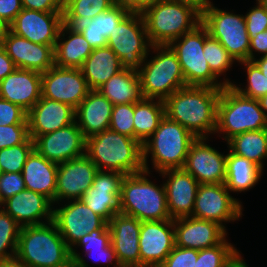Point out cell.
<instances>
[{
	"instance_id": "30bf717a",
	"label": "cell",
	"mask_w": 267,
	"mask_h": 267,
	"mask_svg": "<svg viewBox=\"0 0 267 267\" xmlns=\"http://www.w3.org/2000/svg\"><path fill=\"white\" fill-rule=\"evenodd\" d=\"M201 23L237 62L249 60L250 39L244 15L223 11L209 2L201 13Z\"/></svg>"
},
{
	"instance_id": "8d00e7d4",
	"label": "cell",
	"mask_w": 267,
	"mask_h": 267,
	"mask_svg": "<svg viewBox=\"0 0 267 267\" xmlns=\"http://www.w3.org/2000/svg\"><path fill=\"white\" fill-rule=\"evenodd\" d=\"M114 5V0H67L63 4V23L76 27Z\"/></svg>"
},
{
	"instance_id": "9a60e30c",
	"label": "cell",
	"mask_w": 267,
	"mask_h": 267,
	"mask_svg": "<svg viewBox=\"0 0 267 267\" xmlns=\"http://www.w3.org/2000/svg\"><path fill=\"white\" fill-rule=\"evenodd\" d=\"M34 149L47 160L60 164L86 154V138L76 121L34 139Z\"/></svg>"
},
{
	"instance_id": "9f6ffc18",
	"label": "cell",
	"mask_w": 267,
	"mask_h": 267,
	"mask_svg": "<svg viewBox=\"0 0 267 267\" xmlns=\"http://www.w3.org/2000/svg\"><path fill=\"white\" fill-rule=\"evenodd\" d=\"M16 69L12 59L7 55L5 48L0 44V81Z\"/></svg>"
},
{
	"instance_id": "7a4b0ae2",
	"label": "cell",
	"mask_w": 267,
	"mask_h": 267,
	"mask_svg": "<svg viewBox=\"0 0 267 267\" xmlns=\"http://www.w3.org/2000/svg\"><path fill=\"white\" fill-rule=\"evenodd\" d=\"M86 155L98 170L116 171L123 175L144 170L142 145L134 138L106 129L86 139Z\"/></svg>"
},
{
	"instance_id": "7dc6e473",
	"label": "cell",
	"mask_w": 267,
	"mask_h": 267,
	"mask_svg": "<svg viewBox=\"0 0 267 267\" xmlns=\"http://www.w3.org/2000/svg\"><path fill=\"white\" fill-rule=\"evenodd\" d=\"M26 189L21 172L2 173L0 178V206L13 195Z\"/></svg>"
},
{
	"instance_id": "f1b7e54d",
	"label": "cell",
	"mask_w": 267,
	"mask_h": 267,
	"mask_svg": "<svg viewBox=\"0 0 267 267\" xmlns=\"http://www.w3.org/2000/svg\"><path fill=\"white\" fill-rule=\"evenodd\" d=\"M58 164L47 160L35 149L22 169L26 189L40 193L55 203Z\"/></svg>"
},
{
	"instance_id": "277c9868",
	"label": "cell",
	"mask_w": 267,
	"mask_h": 267,
	"mask_svg": "<svg viewBox=\"0 0 267 267\" xmlns=\"http://www.w3.org/2000/svg\"><path fill=\"white\" fill-rule=\"evenodd\" d=\"M196 139L186 128L165 115L155 132L142 144L144 170L149 172L147 157L150 153L158 172L183 168L190 146Z\"/></svg>"
},
{
	"instance_id": "44dd1931",
	"label": "cell",
	"mask_w": 267,
	"mask_h": 267,
	"mask_svg": "<svg viewBox=\"0 0 267 267\" xmlns=\"http://www.w3.org/2000/svg\"><path fill=\"white\" fill-rule=\"evenodd\" d=\"M0 44L18 69L44 73L54 66L55 45L36 44L10 30Z\"/></svg>"
},
{
	"instance_id": "6da1fadb",
	"label": "cell",
	"mask_w": 267,
	"mask_h": 267,
	"mask_svg": "<svg viewBox=\"0 0 267 267\" xmlns=\"http://www.w3.org/2000/svg\"><path fill=\"white\" fill-rule=\"evenodd\" d=\"M222 88L184 86L165 101V115L178 122L196 138H206L216 132L217 104Z\"/></svg>"
},
{
	"instance_id": "d4e9b609",
	"label": "cell",
	"mask_w": 267,
	"mask_h": 267,
	"mask_svg": "<svg viewBox=\"0 0 267 267\" xmlns=\"http://www.w3.org/2000/svg\"><path fill=\"white\" fill-rule=\"evenodd\" d=\"M52 204L53 202L44 195L24 189L5 200L1 207L21 227H24L44 224L41 218H46L45 223L52 221L54 209L51 207Z\"/></svg>"
},
{
	"instance_id": "94428289",
	"label": "cell",
	"mask_w": 267,
	"mask_h": 267,
	"mask_svg": "<svg viewBox=\"0 0 267 267\" xmlns=\"http://www.w3.org/2000/svg\"><path fill=\"white\" fill-rule=\"evenodd\" d=\"M9 30L10 24L0 16V43Z\"/></svg>"
},
{
	"instance_id": "e575fe53",
	"label": "cell",
	"mask_w": 267,
	"mask_h": 267,
	"mask_svg": "<svg viewBox=\"0 0 267 267\" xmlns=\"http://www.w3.org/2000/svg\"><path fill=\"white\" fill-rule=\"evenodd\" d=\"M154 101L142 98L134 104V139L141 145L155 132L165 116L164 101Z\"/></svg>"
},
{
	"instance_id": "83f0119b",
	"label": "cell",
	"mask_w": 267,
	"mask_h": 267,
	"mask_svg": "<svg viewBox=\"0 0 267 267\" xmlns=\"http://www.w3.org/2000/svg\"><path fill=\"white\" fill-rule=\"evenodd\" d=\"M112 108L113 104L98 90L89 91L75 109V121L86 139L109 129Z\"/></svg>"
},
{
	"instance_id": "74e56055",
	"label": "cell",
	"mask_w": 267,
	"mask_h": 267,
	"mask_svg": "<svg viewBox=\"0 0 267 267\" xmlns=\"http://www.w3.org/2000/svg\"><path fill=\"white\" fill-rule=\"evenodd\" d=\"M238 254L237 249L224 239L214 247L194 249V267H227Z\"/></svg>"
},
{
	"instance_id": "3957f363",
	"label": "cell",
	"mask_w": 267,
	"mask_h": 267,
	"mask_svg": "<svg viewBox=\"0 0 267 267\" xmlns=\"http://www.w3.org/2000/svg\"><path fill=\"white\" fill-rule=\"evenodd\" d=\"M16 257L26 267L74 265L70 248L53 221L21 227Z\"/></svg>"
},
{
	"instance_id": "bcb514c9",
	"label": "cell",
	"mask_w": 267,
	"mask_h": 267,
	"mask_svg": "<svg viewBox=\"0 0 267 267\" xmlns=\"http://www.w3.org/2000/svg\"><path fill=\"white\" fill-rule=\"evenodd\" d=\"M29 137L28 124L0 125V149L22 144Z\"/></svg>"
},
{
	"instance_id": "60d3db41",
	"label": "cell",
	"mask_w": 267,
	"mask_h": 267,
	"mask_svg": "<svg viewBox=\"0 0 267 267\" xmlns=\"http://www.w3.org/2000/svg\"><path fill=\"white\" fill-rule=\"evenodd\" d=\"M203 52L211 71L217 77H220L221 74L232 67V64L236 61L225 47L210 35L205 39Z\"/></svg>"
},
{
	"instance_id": "03108f58",
	"label": "cell",
	"mask_w": 267,
	"mask_h": 267,
	"mask_svg": "<svg viewBox=\"0 0 267 267\" xmlns=\"http://www.w3.org/2000/svg\"><path fill=\"white\" fill-rule=\"evenodd\" d=\"M62 2V4H64L67 0H60Z\"/></svg>"
},
{
	"instance_id": "681fc988",
	"label": "cell",
	"mask_w": 267,
	"mask_h": 267,
	"mask_svg": "<svg viewBox=\"0 0 267 267\" xmlns=\"http://www.w3.org/2000/svg\"><path fill=\"white\" fill-rule=\"evenodd\" d=\"M111 244V232L109 228H100L80 238L74 246H82L85 253L90 249L106 248Z\"/></svg>"
},
{
	"instance_id": "5b68a950",
	"label": "cell",
	"mask_w": 267,
	"mask_h": 267,
	"mask_svg": "<svg viewBox=\"0 0 267 267\" xmlns=\"http://www.w3.org/2000/svg\"><path fill=\"white\" fill-rule=\"evenodd\" d=\"M143 170L125 175L121 182L119 213L142 221L169 220L164 184L158 187L146 176Z\"/></svg>"
},
{
	"instance_id": "b9f144b4",
	"label": "cell",
	"mask_w": 267,
	"mask_h": 267,
	"mask_svg": "<svg viewBox=\"0 0 267 267\" xmlns=\"http://www.w3.org/2000/svg\"><path fill=\"white\" fill-rule=\"evenodd\" d=\"M245 65L247 70V85L243 89L236 84H231L234 90L245 97L252 99H259L263 95L267 94V77L262 74L258 66L253 61H241L239 62Z\"/></svg>"
},
{
	"instance_id": "4dcf8cb0",
	"label": "cell",
	"mask_w": 267,
	"mask_h": 267,
	"mask_svg": "<svg viewBox=\"0 0 267 267\" xmlns=\"http://www.w3.org/2000/svg\"><path fill=\"white\" fill-rule=\"evenodd\" d=\"M122 69L121 60L109 46L93 49L80 68L90 90H97Z\"/></svg>"
},
{
	"instance_id": "680465c9",
	"label": "cell",
	"mask_w": 267,
	"mask_h": 267,
	"mask_svg": "<svg viewBox=\"0 0 267 267\" xmlns=\"http://www.w3.org/2000/svg\"><path fill=\"white\" fill-rule=\"evenodd\" d=\"M0 267H26L17 257L0 260Z\"/></svg>"
},
{
	"instance_id": "816d5d0a",
	"label": "cell",
	"mask_w": 267,
	"mask_h": 267,
	"mask_svg": "<svg viewBox=\"0 0 267 267\" xmlns=\"http://www.w3.org/2000/svg\"><path fill=\"white\" fill-rule=\"evenodd\" d=\"M25 9L41 12H63V4L60 0H22Z\"/></svg>"
},
{
	"instance_id": "7c38bea8",
	"label": "cell",
	"mask_w": 267,
	"mask_h": 267,
	"mask_svg": "<svg viewBox=\"0 0 267 267\" xmlns=\"http://www.w3.org/2000/svg\"><path fill=\"white\" fill-rule=\"evenodd\" d=\"M242 205L229 194L224 183L199 184L192 217L216 222L225 230L223 222L242 217Z\"/></svg>"
},
{
	"instance_id": "e7e4bbea",
	"label": "cell",
	"mask_w": 267,
	"mask_h": 267,
	"mask_svg": "<svg viewBox=\"0 0 267 267\" xmlns=\"http://www.w3.org/2000/svg\"><path fill=\"white\" fill-rule=\"evenodd\" d=\"M56 267H74V265H61V266H56Z\"/></svg>"
},
{
	"instance_id": "ffe728a7",
	"label": "cell",
	"mask_w": 267,
	"mask_h": 267,
	"mask_svg": "<svg viewBox=\"0 0 267 267\" xmlns=\"http://www.w3.org/2000/svg\"><path fill=\"white\" fill-rule=\"evenodd\" d=\"M125 175L116 171L98 170L92 186L81 200L107 222L120 211L121 182Z\"/></svg>"
},
{
	"instance_id": "484cf974",
	"label": "cell",
	"mask_w": 267,
	"mask_h": 267,
	"mask_svg": "<svg viewBox=\"0 0 267 267\" xmlns=\"http://www.w3.org/2000/svg\"><path fill=\"white\" fill-rule=\"evenodd\" d=\"M29 136L33 140L41 136L61 129L75 121V109L70 105L45 97L27 112Z\"/></svg>"
},
{
	"instance_id": "e0dca14e",
	"label": "cell",
	"mask_w": 267,
	"mask_h": 267,
	"mask_svg": "<svg viewBox=\"0 0 267 267\" xmlns=\"http://www.w3.org/2000/svg\"><path fill=\"white\" fill-rule=\"evenodd\" d=\"M63 24V12L23 8L10 24V31L36 44L55 45Z\"/></svg>"
},
{
	"instance_id": "1f68e13d",
	"label": "cell",
	"mask_w": 267,
	"mask_h": 267,
	"mask_svg": "<svg viewBox=\"0 0 267 267\" xmlns=\"http://www.w3.org/2000/svg\"><path fill=\"white\" fill-rule=\"evenodd\" d=\"M97 90L113 105L135 104L143 98L138 71L133 69H122Z\"/></svg>"
},
{
	"instance_id": "6f0895ef",
	"label": "cell",
	"mask_w": 267,
	"mask_h": 267,
	"mask_svg": "<svg viewBox=\"0 0 267 267\" xmlns=\"http://www.w3.org/2000/svg\"><path fill=\"white\" fill-rule=\"evenodd\" d=\"M173 2L185 3L195 7L200 13L204 10V8L209 4V0H168Z\"/></svg>"
},
{
	"instance_id": "ab89813d",
	"label": "cell",
	"mask_w": 267,
	"mask_h": 267,
	"mask_svg": "<svg viewBox=\"0 0 267 267\" xmlns=\"http://www.w3.org/2000/svg\"><path fill=\"white\" fill-rule=\"evenodd\" d=\"M33 150L34 141L30 137L22 144L0 149L2 172H22L24 164Z\"/></svg>"
},
{
	"instance_id": "836d02e7",
	"label": "cell",
	"mask_w": 267,
	"mask_h": 267,
	"mask_svg": "<svg viewBox=\"0 0 267 267\" xmlns=\"http://www.w3.org/2000/svg\"><path fill=\"white\" fill-rule=\"evenodd\" d=\"M262 171L252 161L229 151L226 158V180L224 184L229 191H247L257 184L262 176Z\"/></svg>"
},
{
	"instance_id": "4fadbf2b",
	"label": "cell",
	"mask_w": 267,
	"mask_h": 267,
	"mask_svg": "<svg viewBox=\"0 0 267 267\" xmlns=\"http://www.w3.org/2000/svg\"><path fill=\"white\" fill-rule=\"evenodd\" d=\"M90 89L80 69L54 65L41 73L42 97L70 105L76 109Z\"/></svg>"
},
{
	"instance_id": "db71d44e",
	"label": "cell",
	"mask_w": 267,
	"mask_h": 267,
	"mask_svg": "<svg viewBox=\"0 0 267 267\" xmlns=\"http://www.w3.org/2000/svg\"><path fill=\"white\" fill-rule=\"evenodd\" d=\"M156 0H114V4L120 6L129 14H143L145 9Z\"/></svg>"
},
{
	"instance_id": "5bb4252c",
	"label": "cell",
	"mask_w": 267,
	"mask_h": 267,
	"mask_svg": "<svg viewBox=\"0 0 267 267\" xmlns=\"http://www.w3.org/2000/svg\"><path fill=\"white\" fill-rule=\"evenodd\" d=\"M70 201L63 207L53 209L52 221L71 249L84 235L107 228L108 222L93 212L81 199Z\"/></svg>"
},
{
	"instance_id": "7402d4cb",
	"label": "cell",
	"mask_w": 267,
	"mask_h": 267,
	"mask_svg": "<svg viewBox=\"0 0 267 267\" xmlns=\"http://www.w3.org/2000/svg\"><path fill=\"white\" fill-rule=\"evenodd\" d=\"M159 173L165 178L169 177L164 188L171 219L191 216L200 183L183 168L167 169Z\"/></svg>"
},
{
	"instance_id": "7bdbcfd3",
	"label": "cell",
	"mask_w": 267,
	"mask_h": 267,
	"mask_svg": "<svg viewBox=\"0 0 267 267\" xmlns=\"http://www.w3.org/2000/svg\"><path fill=\"white\" fill-rule=\"evenodd\" d=\"M134 103L113 105L109 129L134 138Z\"/></svg>"
},
{
	"instance_id": "f35d334b",
	"label": "cell",
	"mask_w": 267,
	"mask_h": 267,
	"mask_svg": "<svg viewBox=\"0 0 267 267\" xmlns=\"http://www.w3.org/2000/svg\"><path fill=\"white\" fill-rule=\"evenodd\" d=\"M20 230L21 226L0 207V260L16 257Z\"/></svg>"
},
{
	"instance_id": "d590c367",
	"label": "cell",
	"mask_w": 267,
	"mask_h": 267,
	"mask_svg": "<svg viewBox=\"0 0 267 267\" xmlns=\"http://www.w3.org/2000/svg\"><path fill=\"white\" fill-rule=\"evenodd\" d=\"M227 144L230 152L245 157L263 170V161L267 158L265 129L251 130L235 135L227 141Z\"/></svg>"
},
{
	"instance_id": "d6986e66",
	"label": "cell",
	"mask_w": 267,
	"mask_h": 267,
	"mask_svg": "<svg viewBox=\"0 0 267 267\" xmlns=\"http://www.w3.org/2000/svg\"><path fill=\"white\" fill-rule=\"evenodd\" d=\"M97 172V166L86 154L58 164L55 202L81 199Z\"/></svg>"
},
{
	"instance_id": "6125c7cd",
	"label": "cell",
	"mask_w": 267,
	"mask_h": 267,
	"mask_svg": "<svg viewBox=\"0 0 267 267\" xmlns=\"http://www.w3.org/2000/svg\"><path fill=\"white\" fill-rule=\"evenodd\" d=\"M227 267H248V265L244 262L239 253Z\"/></svg>"
},
{
	"instance_id": "603a6c76",
	"label": "cell",
	"mask_w": 267,
	"mask_h": 267,
	"mask_svg": "<svg viewBox=\"0 0 267 267\" xmlns=\"http://www.w3.org/2000/svg\"><path fill=\"white\" fill-rule=\"evenodd\" d=\"M142 222L117 213L108 222L111 244L121 267H140L139 234Z\"/></svg>"
},
{
	"instance_id": "8fae6325",
	"label": "cell",
	"mask_w": 267,
	"mask_h": 267,
	"mask_svg": "<svg viewBox=\"0 0 267 267\" xmlns=\"http://www.w3.org/2000/svg\"><path fill=\"white\" fill-rule=\"evenodd\" d=\"M107 46L116 53L124 69L138 71L152 46L143 15L128 14L108 37Z\"/></svg>"
},
{
	"instance_id": "f5cc1de1",
	"label": "cell",
	"mask_w": 267,
	"mask_h": 267,
	"mask_svg": "<svg viewBox=\"0 0 267 267\" xmlns=\"http://www.w3.org/2000/svg\"><path fill=\"white\" fill-rule=\"evenodd\" d=\"M23 9L22 0H0V16L11 24Z\"/></svg>"
},
{
	"instance_id": "2e32d148",
	"label": "cell",
	"mask_w": 267,
	"mask_h": 267,
	"mask_svg": "<svg viewBox=\"0 0 267 267\" xmlns=\"http://www.w3.org/2000/svg\"><path fill=\"white\" fill-rule=\"evenodd\" d=\"M175 247L174 220L142 221L140 267H159Z\"/></svg>"
},
{
	"instance_id": "ba28073f",
	"label": "cell",
	"mask_w": 267,
	"mask_h": 267,
	"mask_svg": "<svg viewBox=\"0 0 267 267\" xmlns=\"http://www.w3.org/2000/svg\"><path fill=\"white\" fill-rule=\"evenodd\" d=\"M267 127V119L258 99L245 97L226 85L221 89L217 104V128L215 133L225 134L228 141L235 135L262 130Z\"/></svg>"
},
{
	"instance_id": "4316f807",
	"label": "cell",
	"mask_w": 267,
	"mask_h": 267,
	"mask_svg": "<svg viewBox=\"0 0 267 267\" xmlns=\"http://www.w3.org/2000/svg\"><path fill=\"white\" fill-rule=\"evenodd\" d=\"M41 73L16 68L0 81V97L28 112L41 98Z\"/></svg>"
},
{
	"instance_id": "d6a6232c",
	"label": "cell",
	"mask_w": 267,
	"mask_h": 267,
	"mask_svg": "<svg viewBox=\"0 0 267 267\" xmlns=\"http://www.w3.org/2000/svg\"><path fill=\"white\" fill-rule=\"evenodd\" d=\"M129 13L120 6L114 5L109 10L96 15L76 28L82 33L93 49L107 46V39L115 30V27Z\"/></svg>"
},
{
	"instance_id": "91938a15",
	"label": "cell",
	"mask_w": 267,
	"mask_h": 267,
	"mask_svg": "<svg viewBox=\"0 0 267 267\" xmlns=\"http://www.w3.org/2000/svg\"><path fill=\"white\" fill-rule=\"evenodd\" d=\"M260 69L262 74H264L267 77V55L261 56V58L252 60Z\"/></svg>"
},
{
	"instance_id": "52a82bcc",
	"label": "cell",
	"mask_w": 267,
	"mask_h": 267,
	"mask_svg": "<svg viewBox=\"0 0 267 267\" xmlns=\"http://www.w3.org/2000/svg\"><path fill=\"white\" fill-rule=\"evenodd\" d=\"M157 55L143 61L138 70L141 94L146 99L165 101L172 93L187 86L180 62L169 45H152Z\"/></svg>"
},
{
	"instance_id": "be15d7a7",
	"label": "cell",
	"mask_w": 267,
	"mask_h": 267,
	"mask_svg": "<svg viewBox=\"0 0 267 267\" xmlns=\"http://www.w3.org/2000/svg\"><path fill=\"white\" fill-rule=\"evenodd\" d=\"M261 109L267 119V94L258 99Z\"/></svg>"
},
{
	"instance_id": "cb8c5ba5",
	"label": "cell",
	"mask_w": 267,
	"mask_h": 267,
	"mask_svg": "<svg viewBox=\"0 0 267 267\" xmlns=\"http://www.w3.org/2000/svg\"><path fill=\"white\" fill-rule=\"evenodd\" d=\"M175 246L202 250L214 247L227 236L216 222L192 216L174 219Z\"/></svg>"
},
{
	"instance_id": "003e7915",
	"label": "cell",
	"mask_w": 267,
	"mask_h": 267,
	"mask_svg": "<svg viewBox=\"0 0 267 267\" xmlns=\"http://www.w3.org/2000/svg\"><path fill=\"white\" fill-rule=\"evenodd\" d=\"M2 173H3V172H2V170H1V168H0V178H1Z\"/></svg>"
},
{
	"instance_id": "f6af8a7d",
	"label": "cell",
	"mask_w": 267,
	"mask_h": 267,
	"mask_svg": "<svg viewBox=\"0 0 267 267\" xmlns=\"http://www.w3.org/2000/svg\"><path fill=\"white\" fill-rule=\"evenodd\" d=\"M256 1L257 6L244 16L249 39L267 30V4L263 0Z\"/></svg>"
},
{
	"instance_id": "11a10c76",
	"label": "cell",
	"mask_w": 267,
	"mask_h": 267,
	"mask_svg": "<svg viewBox=\"0 0 267 267\" xmlns=\"http://www.w3.org/2000/svg\"><path fill=\"white\" fill-rule=\"evenodd\" d=\"M253 51L262 53V56L267 55V30L258 33L250 39L249 61L255 59Z\"/></svg>"
},
{
	"instance_id": "8992f818",
	"label": "cell",
	"mask_w": 267,
	"mask_h": 267,
	"mask_svg": "<svg viewBox=\"0 0 267 267\" xmlns=\"http://www.w3.org/2000/svg\"><path fill=\"white\" fill-rule=\"evenodd\" d=\"M142 15L151 45H169L201 23L195 7L168 0H156Z\"/></svg>"
},
{
	"instance_id": "9c48e42d",
	"label": "cell",
	"mask_w": 267,
	"mask_h": 267,
	"mask_svg": "<svg viewBox=\"0 0 267 267\" xmlns=\"http://www.w3.org/2000/svg\"><path fill=\"white\" fill-rule=\"evenodd\" d=\"M208 36L206 27L200 23L190 32L172 41L169 46L180 62L186 85L224 88L232 82L228 79L218 82L219 78L211 71L204 57L203 47Z\"/></svg>"
},
{
	"instance_id": "f907efd6",
	"label": "cell",
	"mask_w": 267,
	"mask_h": 267,
	"mask_svg": "<svg viewBox=\"0 0 267 267\" xmlns=\"http://www.w3.org/2000/svg\"><path fill=\"white\" fill-rule=\"evenodd\" d=\"M159 267H194V249L175 246Z\"/></svg>"
},
{
	"instance_id": "f546056e",
	"label": "cell",
	"mask_w": 267,
	"mask_h": 267,
	"mask_svg": "<svg viewBox=\"0 0 267 267\" xmlns=\"http://www.w3.org/2000/svg\"><path fill=\"white\" fill-rule=\"evenodd\" d=\"M65 33L69 34L66 40ZM92 51L93 48L76 27L63 23L54 47V65L80 69Z\"/></svg>"
},
{
	"instance_id": "ac0fdd59",
	"label": "cell",
	"mask_w": 267,
	"mask_h": 267,
	"mask_svg": "<svg viewBox=\"0 0 267 267\" xmlns=\"http://www.w3.org/2000/svg\"><path fill=\"white\" fill-rule=\"evenodd\" d=\"M205 142L206 138H197L191 144L183 169L200 184L225 183L227 155Z\"/></svg>"
},
{
	"instance_id": "c3c4849f",
	"label": "cell",
	"mask_w": 267,
	"mask_h": 267,
	"mask_svg": "<svg viewBox=\"0 0 267 267\" xmlns=\"http://www.w3.org/2000/svg\"><path fill=\"white\" fill-rule=\"evenodd\" d=\"M28 124L27 112L0 97V125Z\"/></svg>"
},
{
	"instance_id": "ee69618b",
	"label": "cell",
	"mask_w": 267,
	"mask_h": 267,
	"mask_svg": "<svg viewBox=\"0 0 267 267\" xmlns=\"http://www.w3.org/2000/svg\"><path fill=\"white\" fill-rule=\"evenodd\" d=\"M76 251L77 250H75L74 248L70 249L71 261L74 263V267H89L83 257H81L80 254ZM85 255H89V257H91L92 259L95 258V262H108V264L110 263L112 265V262L115 261L114 266L121 267L112 244H110L106 248L90 249Z\"/></svg>"
}]
</instances>
